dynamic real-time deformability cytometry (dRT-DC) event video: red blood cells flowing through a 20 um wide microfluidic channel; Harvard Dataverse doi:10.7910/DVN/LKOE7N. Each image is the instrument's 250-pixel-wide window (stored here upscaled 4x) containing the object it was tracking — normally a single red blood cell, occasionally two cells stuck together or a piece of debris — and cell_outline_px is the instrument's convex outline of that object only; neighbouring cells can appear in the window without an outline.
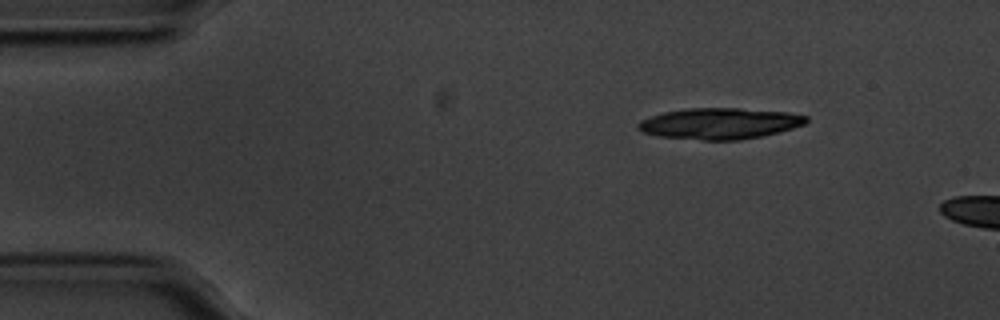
{"species": "common noctule bat (a hibernating species)", "species_latin": "Nyctalus noctula", "temperature_condition": "cold", "stored_images_in_passage": 7, "camera_frame_rate_fps": 3000, "um_per_image_px": 0.085, "animal": {"sex": "male", "body_mass_g": 20.1, "forearm_length_mm": 53.5}, "frame": {"image": 1, "passage_image": 1, "time_ms": 0.0, "image_size_px": [1000, 320], "cell_outline_px": [[808, 120], [804, 124], [780, 132], [740, 140], [704, 140], [656, 136], [644, 132], [636, 128], [636, 124], [640, 120], [664, 112], [684, 108], [740, 108], [788, 112], [808, 116]], "centroid_in_image_um": [61.16, 10.49], "position_along_channel_um": 23.8, "area_um2": 30.58}}